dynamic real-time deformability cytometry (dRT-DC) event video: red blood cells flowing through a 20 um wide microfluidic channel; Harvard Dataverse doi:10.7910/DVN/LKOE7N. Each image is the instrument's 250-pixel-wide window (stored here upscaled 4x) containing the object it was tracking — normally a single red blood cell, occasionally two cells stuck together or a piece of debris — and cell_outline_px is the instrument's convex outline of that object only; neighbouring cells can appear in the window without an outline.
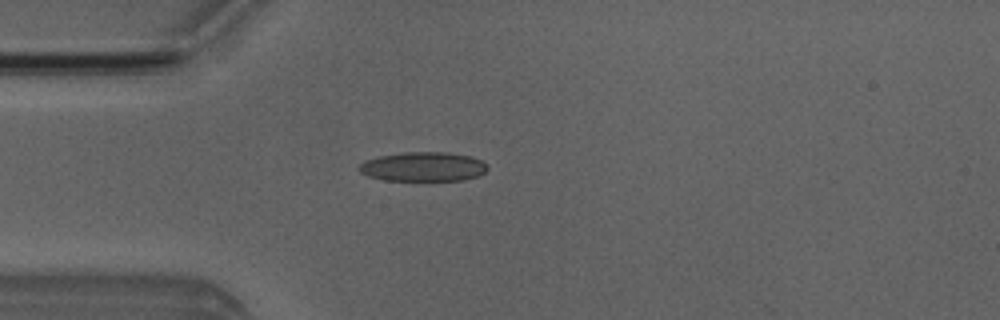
{"species": "Egyptian fruit bat (a non-hibernating species)", "species_latin": "Rousettus aegyptiacus", "temperature_condition": "room temperature", "stored_images_in_passage": 5, "camera_frame_rate_fps": 3000, "um_per_image_px": 0.085, "animal": {"sex": "male"}, "frame": {"image": 1, "passage_image": 5, "time_ms": 4.333, "image_size_px": [1000, 320], "cell_outline_px": [[488, 168], [480, 176], [464, 180], [384, 180], [368, 176], [360, 172], [356, 168], [364, 160], [380, 156], [404, 152], [444, 152], [468, 156], [480, 160]], "centroid_in_image_um": [35.93, 14.17], "position_along_channel_um": 49.1, "area_um2": 21.85}}